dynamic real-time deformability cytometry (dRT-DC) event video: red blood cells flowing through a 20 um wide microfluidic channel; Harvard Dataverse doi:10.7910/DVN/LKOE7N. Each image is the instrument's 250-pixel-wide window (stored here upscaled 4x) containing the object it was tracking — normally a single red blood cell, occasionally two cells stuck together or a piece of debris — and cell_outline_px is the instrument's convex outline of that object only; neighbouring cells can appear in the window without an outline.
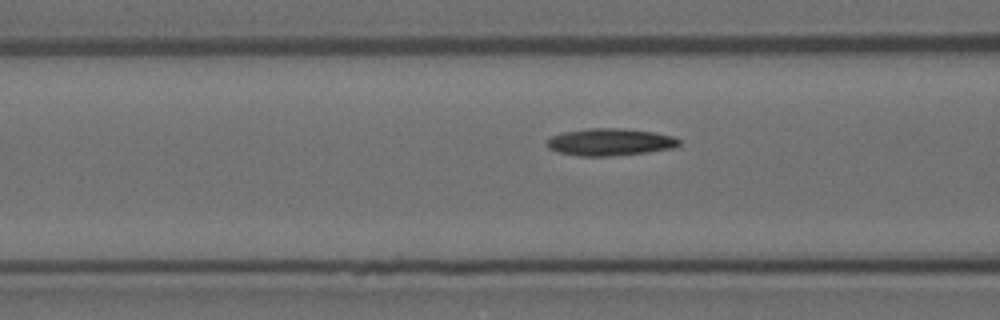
{"species": "Egyptian fruit bat (a non-hibernating species)", "species_latin": "Rousettus aegyptiacus", "temperature_condition": "room temperature", "stored_images_in_passage": 14, "camera_frame_rate_fps": 3000, "um_per_image_px": 0.085, "animal": {"sex": "female"}, "frame": {"image": 1, "passage_image": 12, "time_ms": 3.667, "image_size_px": [1000, 320], "cell_outline_px": [[680, 144], [672, 148], [648, 152], [612, 156], [580, 156], [560, 152], [548, 148], [548, 140], [552, 136], [564, 132], [588, 128], [620, 128], [652, 132], [672, 136], [680, 140]], "centroid_in_image_um": [51.86, 12.07], "position_along_channel_um": 114.7, "area_um2": 20.69}}